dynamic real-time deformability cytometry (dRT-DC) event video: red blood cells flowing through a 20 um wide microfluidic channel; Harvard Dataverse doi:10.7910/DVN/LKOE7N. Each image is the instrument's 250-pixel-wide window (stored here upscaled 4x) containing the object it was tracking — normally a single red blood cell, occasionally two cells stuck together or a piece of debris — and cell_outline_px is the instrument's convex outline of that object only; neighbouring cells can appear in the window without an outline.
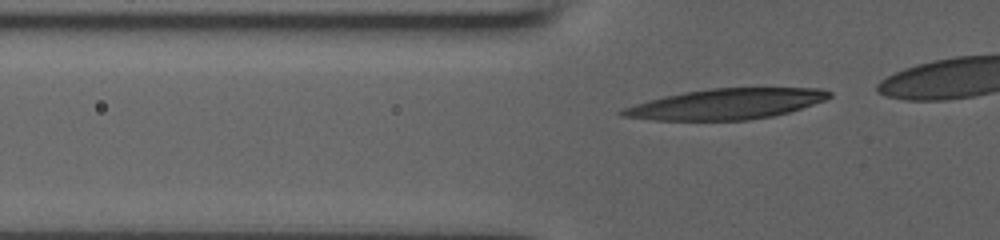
{"species": "human", "species_latin": "Homo sapiens", "temperature_condition": "room temperature", "stored_images_in_passage": 19, "segment_of_instrument_passage": [1, 2], "camera_frame_rate_fps": 3000, "um_per_image_px": 0.085, "donor": {"sex": "male"}, "frame": {"image": 1, "passage_image": 11, "time_ms": 3.0, "image_size_px": [1000, 240], "cell_outline_px": [[832, 96], [824, 100], [788, 112], [772, 116], [748, 120], [652, 120], [620, 116], [616, 112], [620, 108], [664, 96], [684, 92], [708, 88], [820, 88], [832, 92]], "centroid_in_image_um": [61.66, 8.84], "position_along_channel_um": 64.1, "area_um2": 36.88}}
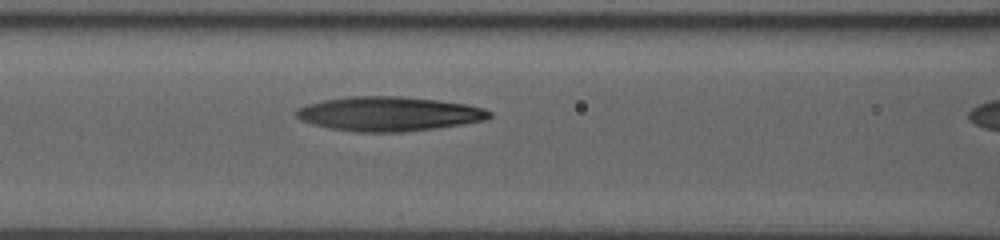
{"frame": {"image": 2, "passage_image": 15, "time_ms": 5.0, "image_size_px": [1000, 240], "cell_outline_px": [[492, 116], [484, 120], [460, 124], [432, 128], [400, 132], [356, 132], [328, 128], [312, 124], [300, 120], [292, 112], [296, 108], [308, 104], [324, 100], [352, 96], [400, 96], [440, 100], [464, 104], [484, 108], [492, 112]], "centroid_in_image_um": [32.99, 9.67], "position_along_channel_um": 133.6, "area_um2": 38.67}}